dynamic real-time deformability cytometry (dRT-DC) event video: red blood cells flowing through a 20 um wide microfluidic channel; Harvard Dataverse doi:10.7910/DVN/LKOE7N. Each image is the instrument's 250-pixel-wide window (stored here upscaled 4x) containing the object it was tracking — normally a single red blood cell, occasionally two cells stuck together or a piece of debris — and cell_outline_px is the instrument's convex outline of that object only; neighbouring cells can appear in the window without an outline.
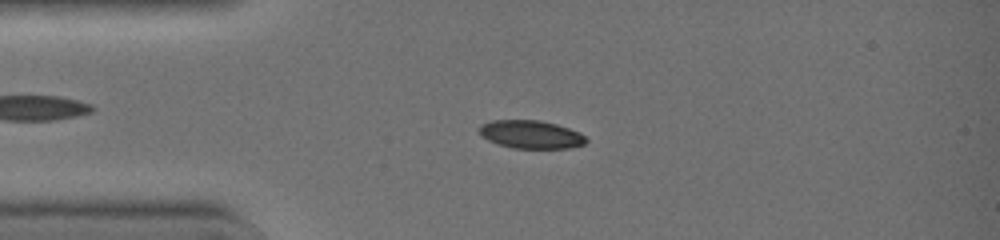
{"species": "common noctule bat (a hibernating species)", "species_latin": "Nyctalus noctula", "temperature_condition": "warm", "stored_images_in_passage": 43, "camera_frame_rate_fps": 3000, "um_per_image_px": 0.085, "animal": {"sex": "female", "body_mass_g": 19.0, "forearm_length_mm": 51.5}, "frame": {"image": 1, "passage_image": 11, "time_ms": 3.333, "image_size_px": [1000, 240], "cell_outline_px": [[588, 140], [584, 144], [572, 148], [512, 148], [496, 144], [480, 136], [480, 124], [492, 120], [540, 120], [556, 124], [580, 132]], "centroid_in_image_um": [45.11, 11.43], "position_along_channel_um": 39.9, "area_um2": 17.63}}
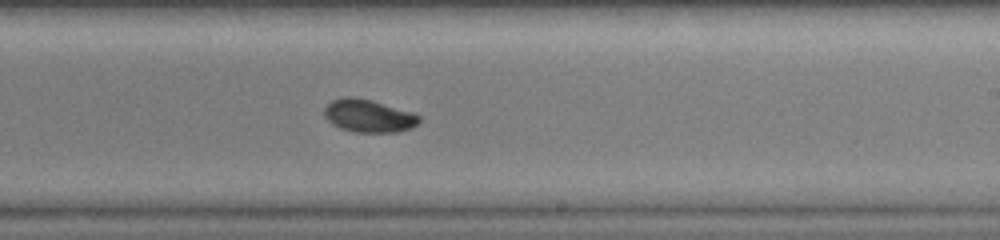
{"frame": {"image": 2, "passage_image": 27, "time_ms": 8.667, "image_size_px": [1000, 240], "cell_outline_px": [[420, 120], [412, 128], [400, 132], [352, 132], [340, 128], [332, 124], [324, 116], [324, 108], [332, 100], [340, 96], [352, 96], [372, 100], [412, 112], [420, 116]], "centroid_in_image_um": [31.31, 9.84], "position_along_channel_um": 257.7, "area_um2": 18.32}}
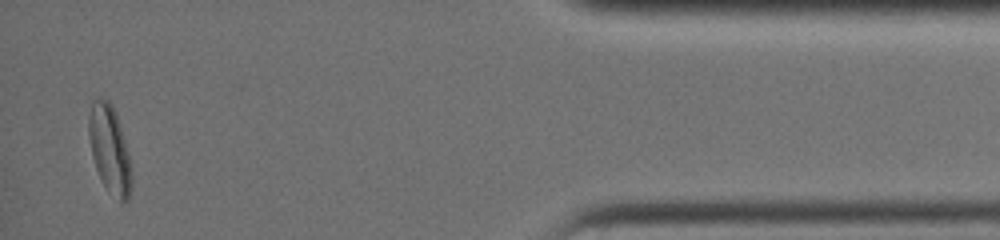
{"frame": {"image": 3, "passage_image": 42, "time_ms": 13.667, "image_size_px": [1000, 240], "cell_outline_px": [[132, 188], [128, 200], [120, 204], [108, 192], [96, 168], [92, 156], [88, 136], [88, 116], [92, 100], [104, 96], [112, 104], [128, 152], [132, 176]], "centroid_in_image_um": [9.31, 12.72], "position_along_channel_um": 425.9, "area_um2": 22.02}, "authors_computed_cell_mechanics": {"area_um2": 18.1492, "velocity_mm_per_s": 4.5038, "shape_relaxation_time_tau1_ms": 2.9491, "shape_relaxation_time_tau2_ms": null, "deformation_change_tau1": 0.1225, "deformation_change_tau2": null}}